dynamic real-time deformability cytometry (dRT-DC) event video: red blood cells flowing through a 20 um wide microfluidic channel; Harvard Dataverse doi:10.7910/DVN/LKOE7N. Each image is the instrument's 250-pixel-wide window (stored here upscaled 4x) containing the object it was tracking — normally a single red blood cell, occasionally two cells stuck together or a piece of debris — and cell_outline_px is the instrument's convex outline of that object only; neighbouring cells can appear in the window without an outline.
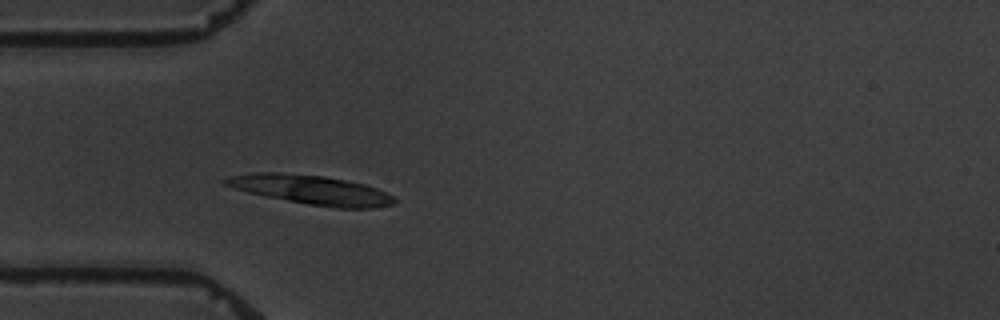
{"species": "common noctule bat (a hibernating species)", "species_latin": "Nyctalus noctula", "temperature_condition": "warm", "stored_images_in_passage": 7, "camera_frame_rate_fps": 3000, "um_per_image_px": 0.085, "animal": {"sex": "male", "body_mass_g": 19.5, "forearm_length_mm": 54.6}, "frame": {"image": 1, "passage_image": 7, "time_ms": 7.0, "image_size_px": [1000, 320], "cell_outline_px": [[396, 204], [372, 208], [336, 208], [308, 204], [264, 196], [248, 192], [224, 184], [220, 180], [228, 176], [252, 172], [280, 172], [324, 176], [364, 184], [376, 188], [392, 196], [396, 200]], "centroid_in_image_um": [26.42, 16.13], "position_along_channel_um": 58.6, "area_um2": 28.73}}